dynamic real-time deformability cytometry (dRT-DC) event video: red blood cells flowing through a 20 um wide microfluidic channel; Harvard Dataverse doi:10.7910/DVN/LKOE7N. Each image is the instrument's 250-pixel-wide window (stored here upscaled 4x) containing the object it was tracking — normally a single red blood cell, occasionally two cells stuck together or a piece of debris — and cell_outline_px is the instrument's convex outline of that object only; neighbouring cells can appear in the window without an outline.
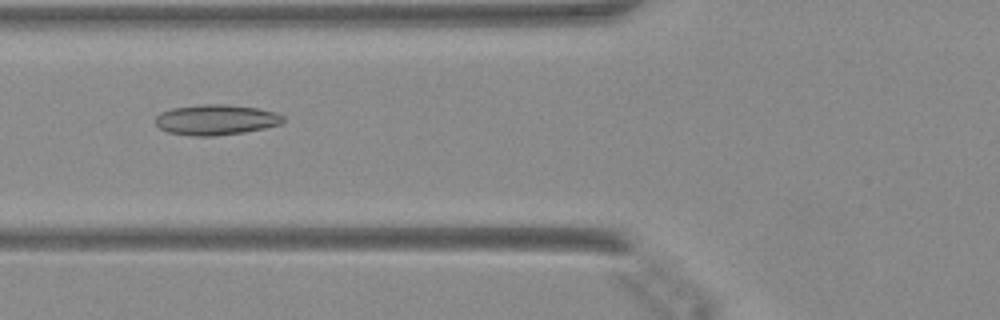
{"species": "Egyptian fruit bat (a non-hibernating species)", "species_latin": "Rousettus aegyptiacus", "temperature_condition": "warm", "stored_images_in_passage": 29, "camera_frame_rate_fps": 3000, "um_per_image_px": 0.085, "animal": {"sex": "female"}, "frame": {"image": 1, "passage_image": 5, "time_ms": 1.333, "image_size_px": [1000, 320], "cell_outline_px": [[284, 120], [280, 124], [264, 128], [244, 132], [212, 136], [192, 136], [168, 132], [160, 128], [156, 124], [156, 116], [160, 112], [172, 108], [204, 104], [224, 104], [260, 108], [276, 112], [284, 116]], "centroid_in_image_um": [18.36, 10.17], "position_along_channel_um": 107.4, "area_um2": 22.66}}
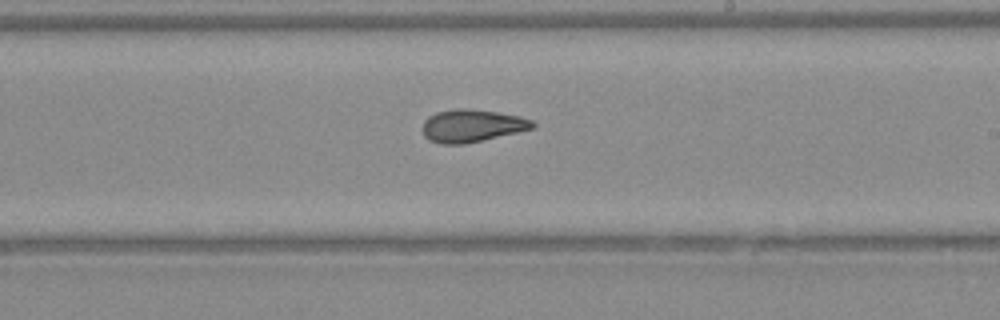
{"frame": {"image": 2, "passage_image": 15, "time_ms": 4.667, "image_size_px": [1000, 320], "cell_outline_px": [[536, 128], [464, 144], [440, 144], [428, 140], [424, 136], [424, 120], [428, 116], [436, 112], [496, 112], [520, 116], [532, 120], [536, 124]], "centroid_in_image_um": [40.15, 10.75], "position_along_channel_um": 248.8, "area_um2": 19.94}}
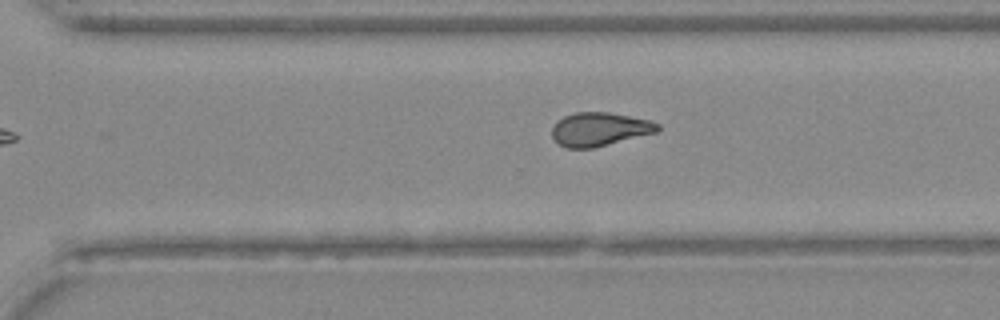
{"frame": {"image": 3, "passage_image": 20, "time_ms": 6.333, "image_size_px": [1000, 320], "cell_outline_px": [[660, 128], [656, 132], [592, 148], [564, 148], [552, 136], [552, 128], [556, 120], [564, 116], [576, 112], [608, 112], [648, 120], [660, 124]], "centroid_in_image_um": [50.92, 10.98], "position_along_channel_um": 319.7, "area_um2": 20.46}}